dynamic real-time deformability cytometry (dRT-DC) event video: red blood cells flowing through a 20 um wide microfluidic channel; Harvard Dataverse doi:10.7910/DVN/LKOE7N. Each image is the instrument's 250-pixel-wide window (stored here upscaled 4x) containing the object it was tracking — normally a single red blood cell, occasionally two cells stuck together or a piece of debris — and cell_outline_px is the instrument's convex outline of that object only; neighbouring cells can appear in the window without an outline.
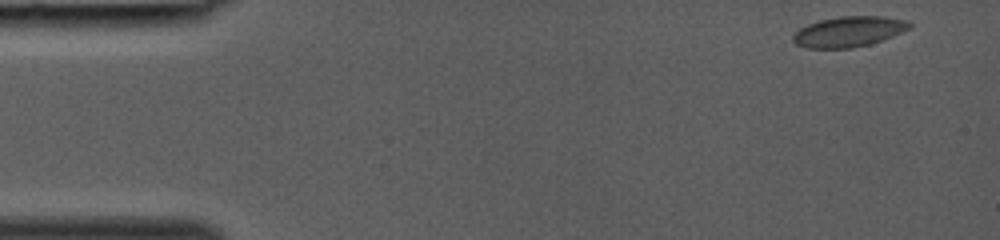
{"species": "common noctule bat (a hibernating species)", "species_latin": "Nyctalus noctula", "temperature_condition": "room temperature", "stored_images_in_passage": 38, "camera_frame_rate_fps": 3000, "um_per_image_px": 0.085, "animal": {"sex": "female", "body_mass_g": 19.0, "forearm_length_mm": 53.3}, "frame": {"image": 1, "passage_image": 1, "time_ms": 0.0, "image_size_px": [1000, 240], "cell_outline_px": [[912, 24], [908, 28], [892, 36], [868, 44], [852, 48], [808, 48], [796, 44], [792, 40], [792, 36], [800, 28], [808, 24], [820, 20], [840, 16], [884, 16], [904, 20]], "centroid_in_image_um": [72.1, 2.68], "position_along_channel_um": 12.9, "area_um2": 20.35}}
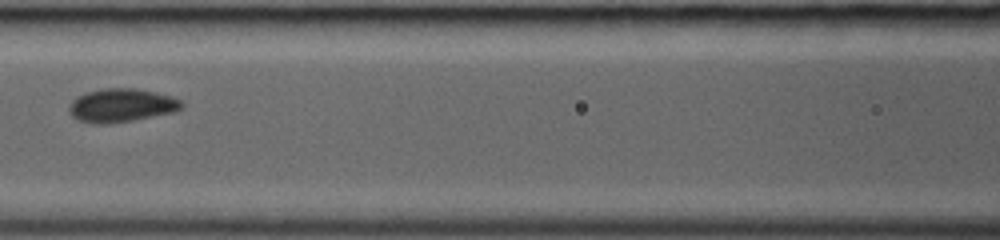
{"frame": {"image": 2, "passage_image": 17, "time_ms": 5.333, "image_size_px": [1000, 240], "cell_outline_px": [[184, 108], [176, 112], [132, 120], [108, 124], [92, 124], [76, 120], [68, 112], [68, 108], [72, 100], [76, 96], [84, 92], [104, 88], [136, 88], [156, 92], [172, 96], [180, 100], [184, 104]], "centroid_in_image_um": [10.31, 8.96], "position_along_channel_um": 156.3, "area_um2": 22.43}}
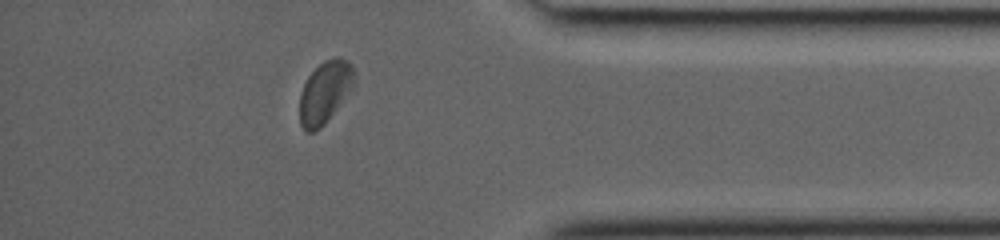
{"frame": {"image": 3, "passage_image": 33, "time_ms": 10.667, "image_size_px": [1000, 240], "cell_outline_px": [[356, 84], [352, 92], [324, 124], [320, 128], [312, 132], [304, 132], [300, 124], [300, 92], [308, 76], [324, 60], [336, 56], [340, 56], [348, 60], [352, 64], [356, 72]], "centroid_in_image_um": [27.68, 7.81], "position_along_channel_um": 407.5, "area_um2": 20.4}}